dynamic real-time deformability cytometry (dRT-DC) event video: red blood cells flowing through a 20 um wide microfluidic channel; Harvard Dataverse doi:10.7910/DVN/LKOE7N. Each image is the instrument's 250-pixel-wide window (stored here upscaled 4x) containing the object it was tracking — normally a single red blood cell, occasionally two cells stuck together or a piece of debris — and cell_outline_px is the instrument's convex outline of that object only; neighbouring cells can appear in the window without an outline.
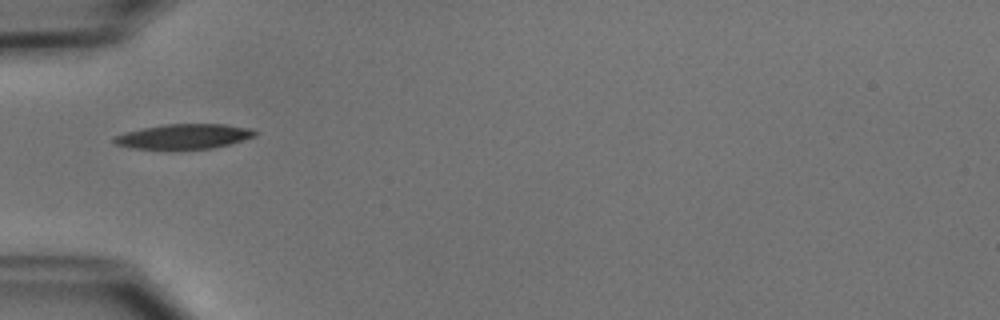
{"species": "common noctule bat (a hibernating species)", "species_latin": "Nyctalus noctula", "temperature_condition": "cold", "stored_images_in_passage": 4, "camera_frame_rate_fps": 3000, "um_per_image_px": 0.085, "animal": {"sex": "male", "body_mass_g": 15.6}, "frame": {"image": 1, "passage_image": 1, "time_ms": 0.0, "image_size_px": [1000, 320], "cell_outline_px": [[256, 136], [228, 144], [212, 148], [132, 148], [116, 144], [112, 140], [112, 136], [124, 132], [144, 128], [168, 124], [224, 124], [252, 128], [256, 132]], "centroid_in_image_um": [15.63, 11.58], "position_along_channel_um": 69.4, "area_um2": 20.06}}